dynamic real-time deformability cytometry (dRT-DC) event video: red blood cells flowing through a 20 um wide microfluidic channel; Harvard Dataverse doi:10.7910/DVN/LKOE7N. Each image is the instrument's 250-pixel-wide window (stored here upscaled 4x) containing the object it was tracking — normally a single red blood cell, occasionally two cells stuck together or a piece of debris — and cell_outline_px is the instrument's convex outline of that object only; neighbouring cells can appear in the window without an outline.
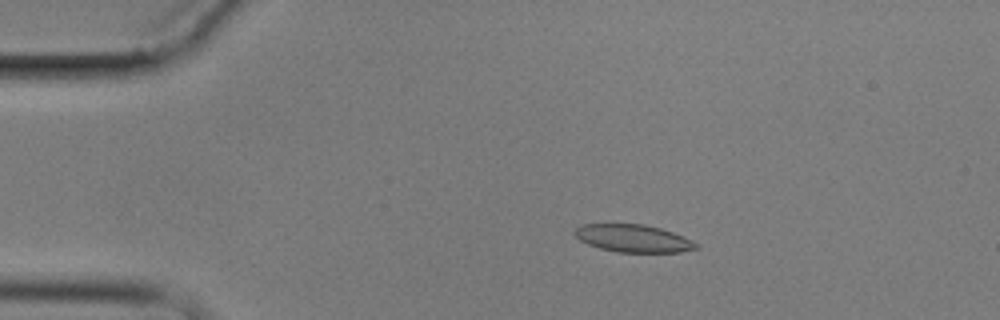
{"species": "common noctule bat (a hibernating species)", "species_latin": "Nyctalus noctula", "temperature_condition": "cold", "stored_images_in_passage": 10, "camera_frame_rate_fps": 3000, "um_per_image_px": 0.085, "animal": {"sex": "male", "body_mass_g": 17.9}, "frame": {"image": 1, "passage_image": 3, "time_ms": 3.333, "image_size_px": [1000, 320], "cell_outline_px": [[700, 248], [680, 252], [616, 252], [600, 248], [588, 244], [580, 240], [572, 232], [576, 228], [584, 224], [644, 224], [660, 228], [684, 236], [700, 244]], "centroid_in_image_um": [53.86, 20.26], "position_along_channel_um": 31.1, "area_um2": 19.59}}
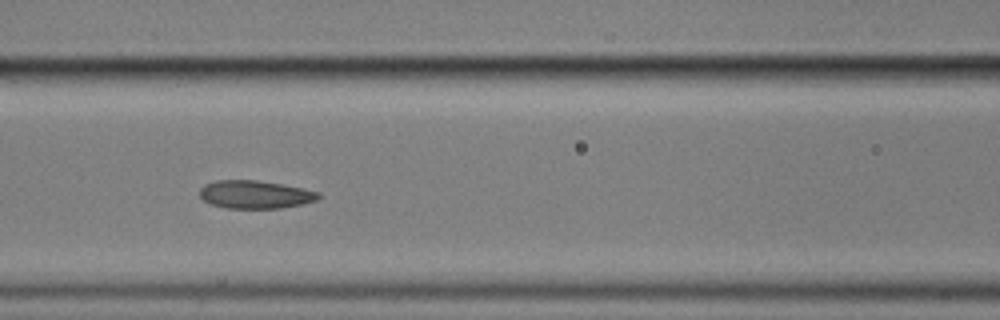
{"frame": {"image": 2, "passage_image": 7, "time_ms": 8.0, "image_size_px": [1000, 320], "cell_outline_px": [[320, 196], [316, 200], [304, 204], [280, 208], [224, 208], [212, 204], [204, 200], [200, 196], [200, 188], [204, 184], [216, 180], [256, 180], [280, 184], [320, 192]], "centroid_in_image_um": [21.67, 16.53], "position_along_channel_um": 144.9, "area_um2": 19.31}}
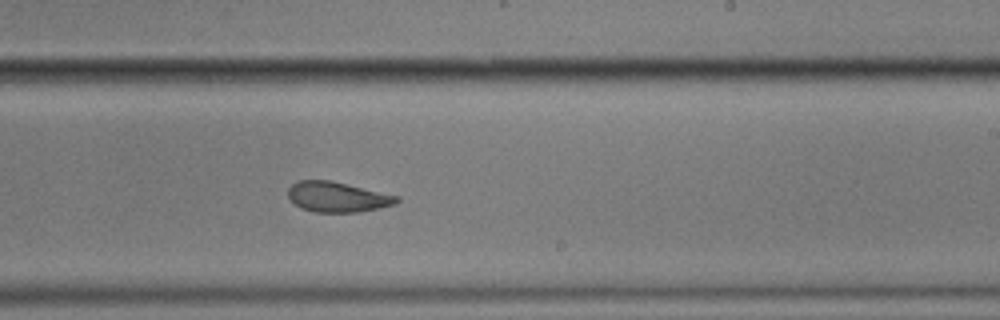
{"frame": {"image": 3, "passage_image": 10, "time_ms": 11.333, "image_size_px": [1000, 320], "cell_outline_px": [[400, 200], [396, 204], [356, 212], [316, 212], [300, 208], [288, 196], [288, 188], [296, 180], [328, 180], [348, 184], [400, 196]], "centroid_in_image_um": [28.68, 16.73], "position_along_channel_um": 260.3, "area_um2": 19.07}}